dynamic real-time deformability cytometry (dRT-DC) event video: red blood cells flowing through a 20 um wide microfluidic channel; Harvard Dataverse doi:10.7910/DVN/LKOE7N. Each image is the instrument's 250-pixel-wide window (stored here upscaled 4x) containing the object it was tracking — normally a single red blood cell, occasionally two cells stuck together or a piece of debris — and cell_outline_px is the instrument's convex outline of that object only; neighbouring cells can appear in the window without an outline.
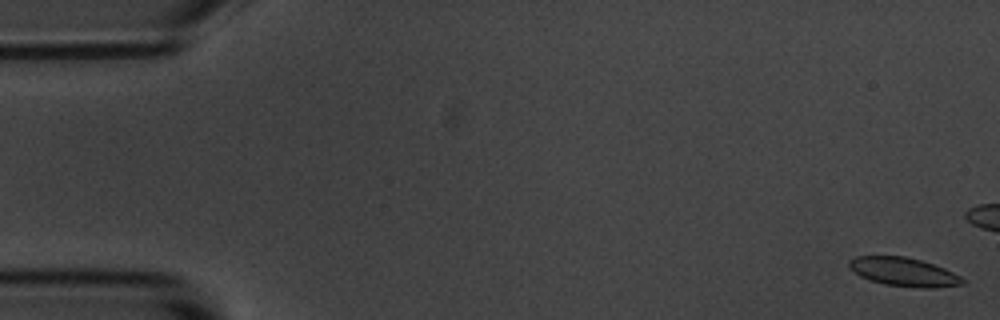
{"species": "common noctule bat (a hibernating species)", "species_latin": "Nyctalus noctula", "temperature_condition": "room temperature", "stored_images_in_passage": 13, "camera_frame_rate_fps": 3000, "um_per_image_px": 0.085, "animal": {"sex": "male", "body_mass_g": 20.1, "forearm_length_mm": 53.5}, "frame": {"image": 1, "passage_image": 1, "time_ms": 0.0, "image_size_px": [1000, 320], "cell_outline_px": [[964, 284], [936, 288], [920, 288], [884, 284], [868, 280], [860, 276], [848, 264], [848, 260], [856, 256], [904, 256], [920, 260], [944, 268], [960, 276], [964, 280]], "centroid_in_image_um": [76.82, 23.12], "position_along_channel_um": 8.2, "area_um2": 18.84}}